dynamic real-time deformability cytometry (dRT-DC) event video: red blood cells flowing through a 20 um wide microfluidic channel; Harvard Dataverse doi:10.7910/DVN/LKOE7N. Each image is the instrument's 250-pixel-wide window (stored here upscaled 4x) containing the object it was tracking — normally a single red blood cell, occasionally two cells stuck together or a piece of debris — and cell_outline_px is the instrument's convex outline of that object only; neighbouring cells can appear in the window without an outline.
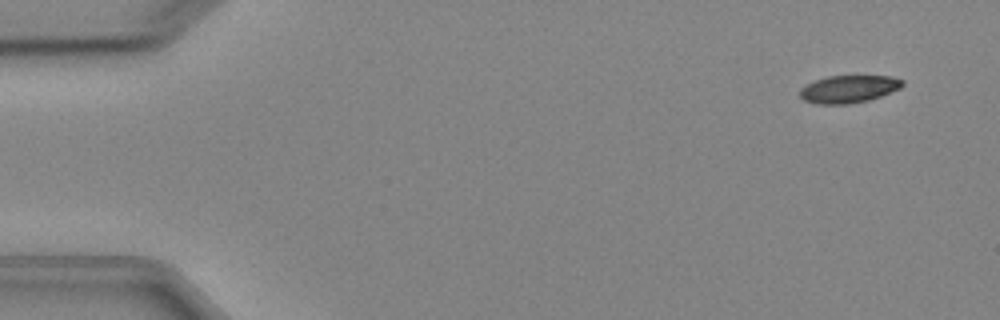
{"species": "Egyptian fruit bat (a non-hibernating species)", "species_latin": "Rousettus aegyptiacus", "temperature_condition": "cold", "stored_images_in_passage": 5, "camera_frame_rate_fps": 3000, "um_per_image_px": 0.085, "animal": {"sex": "female"}, "frame": {"image": 1, "passage_image": 1, "time_ms": 0.0, "image_size_px": [1000, 320], "cell_outline_px": [[904, 84], [900, 88], [880, 96], [868, 100], [848, 104], [816, 104], [804, 100], [800, 96], [800, 88], [816, 80], [828, 76], [892, 76], [904, 80]], "centroid_in_image_um": [72.15, 7.57], "position_along_channel_um": 12.9, "area_um2": 16.36}}
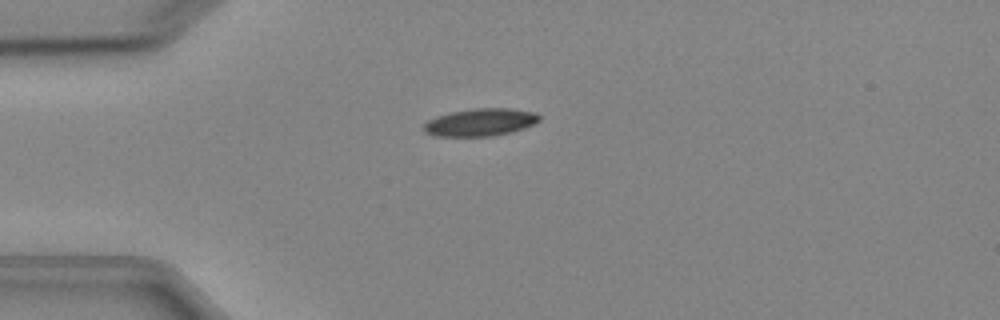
{"frame": {"image": 2, "passage_image": 4, "time_ms": 3.333, "image_size_px": [1000, 320], "cell_outline_px": [[540, 120], [536, 124], [512, 132], [492, 136], [436, 136], [424, 132], [424, 124], [428, 120], [436, 116], [452, 112], [476, 108], [512, 108], [536, 112], [540, 116]], "centroid_in_image_um": [40.88, 10.39], "position_along_channel_um": 44.1, "area_um2": 18.67}}